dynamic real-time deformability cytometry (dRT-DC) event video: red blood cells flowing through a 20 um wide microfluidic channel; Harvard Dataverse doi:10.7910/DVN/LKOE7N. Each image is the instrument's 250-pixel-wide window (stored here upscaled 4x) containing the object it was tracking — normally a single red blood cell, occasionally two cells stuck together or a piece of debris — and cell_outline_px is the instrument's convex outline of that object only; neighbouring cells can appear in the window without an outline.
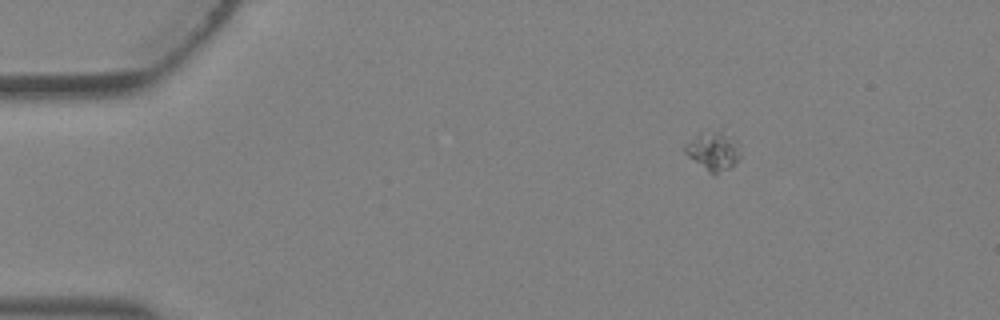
{"species": "Egyptian fruit bat (a non-hibernating species)", "species_latin": "Rousettus aegyptiacus", "temperature_condition": "warm", "stored_images_in_passage": 4, "camera_frame_rate_fps": 3000, "um_per_image_px": 0.085, "animal": {"sex": "female"}, "frame": {"image": 1, "passage_image": 1, "time_ms": 0.0, "image_size_px": [1000, 320], "cell_outline_px": [[740, 156], [728, 168], [716, 176], [712, 176], [688, 156], [684, 152], [684, 144], [700, 136], [712, 132], [720, 132], [740, 152]], "centroid_in_image_um": [60.54, 12.97], "position_along_channel_um": 24.5, "area_um2": 11.33}}
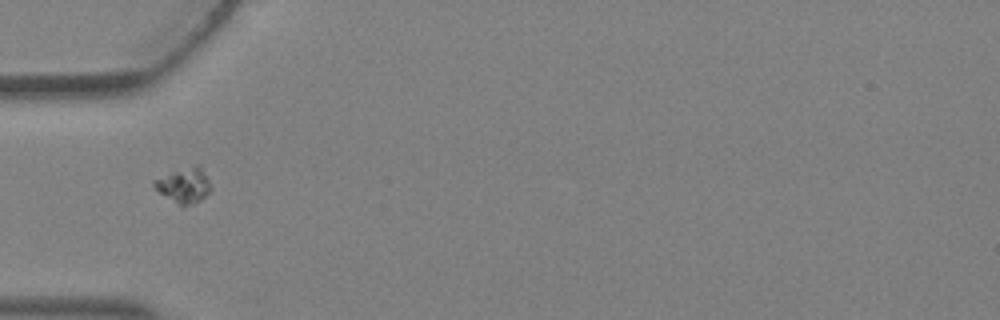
{"frame": {"image": 2, "passage_image": 3, "time_ms": 0.667, "image_size_px": [1000, 320], "cell_outline_px": [[212, 188], [200, 200], [184, 208], [180, 208], [160, 192], [152, 184], [152, 180], [172, 172], [196, 164], [200, 164]], "centroid_in_image_um": [15.64, 15.78], "position_along_channel_um": 69.4, "area_um2": 11.62}}
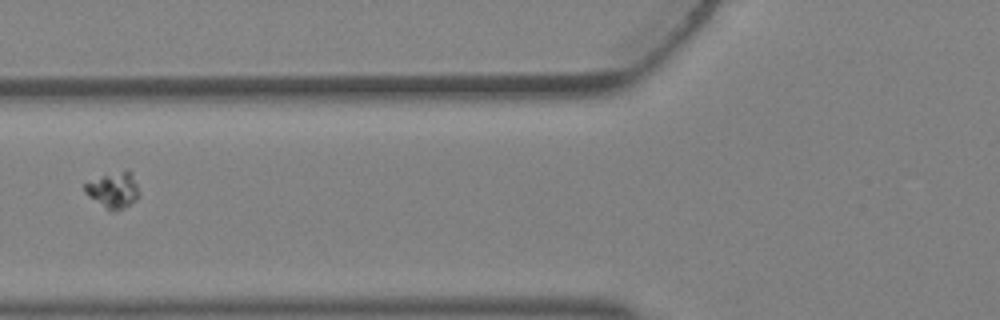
{"frame": {"image": 3, "passage_image": 4, "time_ms": 1.0, "image_size_px": [1000, 320], "cell_outline_px": [[140, 196], [136, 200], [124, 208], [112, 212], [108, 212], [88, 196], [84, 192], [84, 184], [100, 176], [128, 168], [132, 172], [140, 192]], "centroid_in_image_um": [9.65, 16.16], "position_along_channel_um": 116.1, "area_um2": 11.79}}